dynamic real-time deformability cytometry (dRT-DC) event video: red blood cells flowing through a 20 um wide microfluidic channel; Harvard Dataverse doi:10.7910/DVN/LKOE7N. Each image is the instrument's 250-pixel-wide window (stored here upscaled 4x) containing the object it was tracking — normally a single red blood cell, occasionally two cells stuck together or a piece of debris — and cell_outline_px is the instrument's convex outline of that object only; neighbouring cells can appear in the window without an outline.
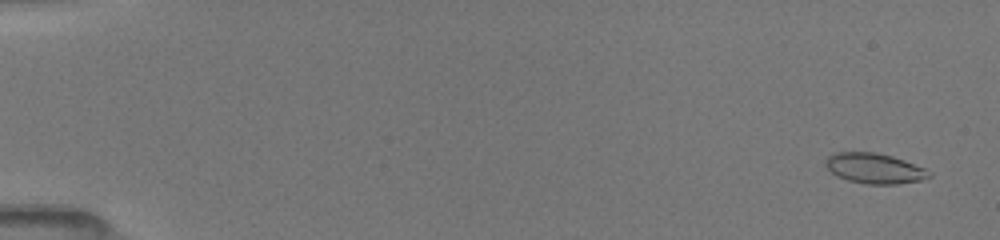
{"species": "common noctule bat (a hibernating species)", "species_latin": "Nyctalus noctula", "temperature_condition": "room temperature", "stored_images_in_passage": 47, "camera_frame_rate_fps": 3000, "um_per_image_px": 0.085, "animal": {"sex": "female", "body_mass_g": 19.5, "forearm_length_mm": 54.1}, "frame": {"image": 1, "passage_image": 3, "time_ms": 0.667, "image_size_px": [1000, 240], "cell_outline_px": [[932, 176], [920, 180], [896, 184], [868, 184], [848, 180], [836, 176], [824, 164], [824, 160], [832, 152], [876, 152], [892, 156], [904, 160], [924, 168], [932, 172]], "centroid_in_image_um": [74.31, 14.3], "position_along_channel_um": 10.7, "area_um2": 18.32}}
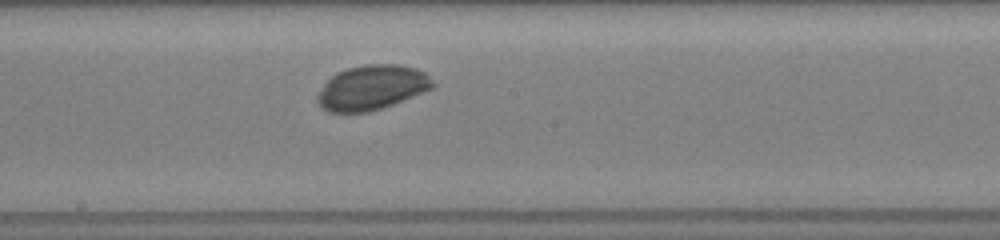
{"frame": {"image": 2, "passage_image": 31, "time_ms": 10.0, "image_size_px": [1000, 240], "cell_outline_px": [[436, 84], [432, 88], [424, 92], [392, 104], [368, 112], [328, 112], [320, 108], [316, 100], [316, 96], [324, 84], [336, 72], [348, 68], [364, 64], [396, 64], [416, 68], [424, 72]], "centroid_in_image_um": [31.58, 7.44], "position_along_channel_um": 216.6, "area_um2": 30.0}}
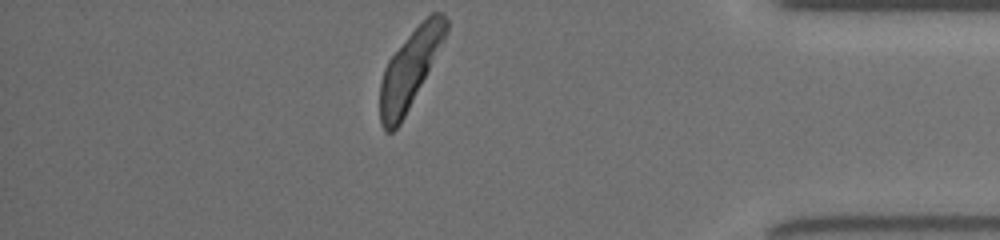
{"frame": {"image": 3, "passage_image": 47, "time_ms": 15.333, "image_size_px": [1000, 240], "cell_outline_px": [[448, 32], [444, 40], [400, 124], [392, 132], [384, 132], [380, 124], [380, 80], [384, 68], [388, 60], [408, 36], [432, 12], [444, 12], [448, 20]], "centroid_in_image_um": [34.82, 5.88], "position_along_channel_um": 400.4, "area_um2": 29.25}, "authors_computed_cell_mechanics": {"area_um2": 29.1312, "velocity_mm_per_s": 3.9964, "shape_relaxation_time_tau1_ms": 2.1691, "shape_relaxation_time_tau2_ms": null, "deformation_change_tau1": 0.1331, "deformation_change_tau2": null}}